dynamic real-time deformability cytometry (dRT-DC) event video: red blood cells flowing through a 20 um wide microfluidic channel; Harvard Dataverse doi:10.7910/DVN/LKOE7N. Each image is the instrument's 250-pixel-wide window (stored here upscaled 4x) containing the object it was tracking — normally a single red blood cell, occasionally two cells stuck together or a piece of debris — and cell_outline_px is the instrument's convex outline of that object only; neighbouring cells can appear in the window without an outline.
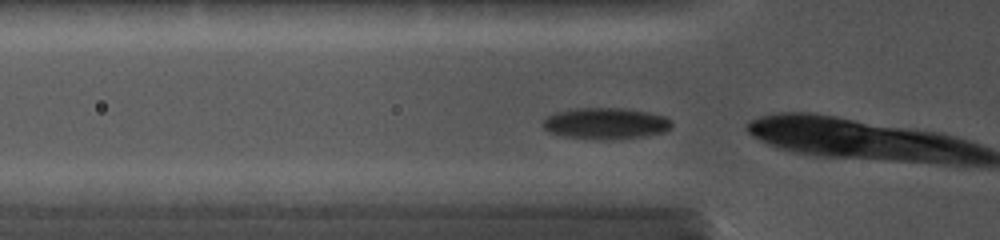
{"species": "common noctule bat (a hibernating species)", "species_latin": "Nyctalus noctula", "temperature_condition": "cold", "stored_images_in_passage": 51, "camera_frame_rate_fps": 5000, "um_per_image_px": 0.085, "animal": {"sex": "female", "body_mass_g": 19.0, "forearm_length_mm": 56.7}, "frame": {"image": 1, "passage_image": 2, "time_ms": 0.2, "image_size_px": [1000, 240], "cell_outline_px": [[672, 128], [664, 132], [648, 136], [608, 140], [564, 136], [548, 132], [544, 128], [544, 120], [548, 116], [556, 112], [572, 108], [624, 108], [648, 112], [664, 116], [672, 120]], "centroid_in_image_um": [51.53, 10.49], "position_along_channel_um": 74.3, "area_um2": 23.64}}
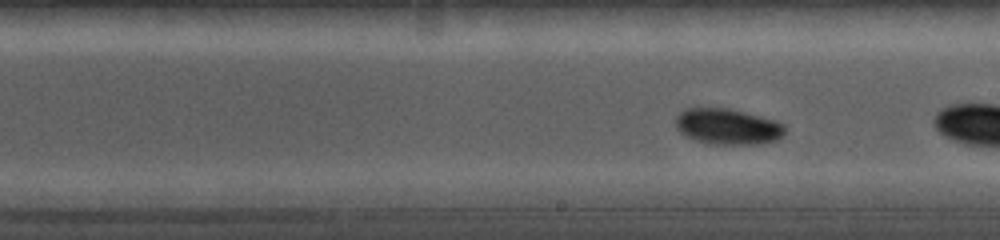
{"frame": {"image": 2, "passage_image": 21, "time_ms": 4.0, "image_size_px": [1000, 240], "cell_outline_px": [[784, 136], [780, 140], [756, 144], [708, 144], [696, 140], [680, 132], [676, 128], [676, 116], [684, 108], [728, 108], [776, 120], [784, 124]], "centroid_in_image_um": [61.87, 10.76], "position_along_channel_um": 227.1, "area_um2": 22.95}}
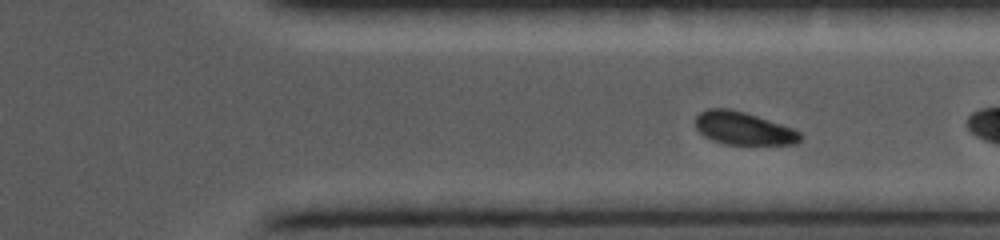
{"frame": {"image": 3, "passage_image": 36, "time_ms": 7.0, "image_size_px": [1000, 240], "cell_outline_px": [[804, 136], [796, 144], [724, 144], [712, 140], [704, 136], [696, 128], [696, 116], [700, 112], [708, 108], [732, 108], [792, 128], [800, 132]], "centroid_in_image_um": [63.18, 10.91], "position_along_channel_um": 348.2, "area_um2": 20.0}}